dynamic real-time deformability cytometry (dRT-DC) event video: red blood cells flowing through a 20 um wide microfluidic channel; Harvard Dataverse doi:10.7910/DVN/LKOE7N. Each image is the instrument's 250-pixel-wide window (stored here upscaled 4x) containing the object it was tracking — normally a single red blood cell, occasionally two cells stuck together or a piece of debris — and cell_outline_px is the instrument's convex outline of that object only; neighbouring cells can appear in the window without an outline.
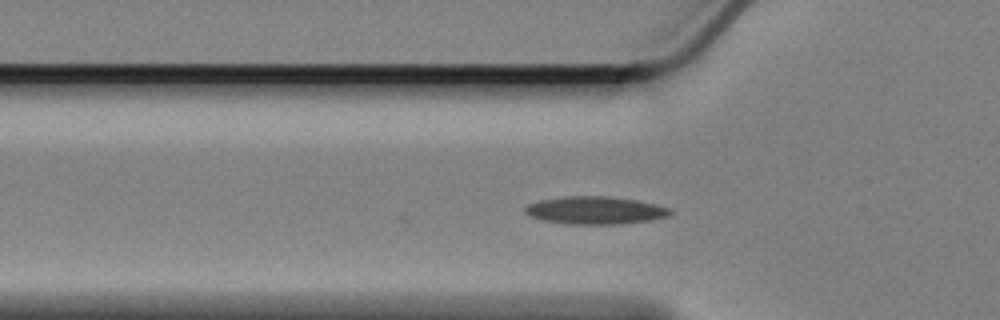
{"species": "Egyptian fruit bat (a non-hibernating species)", "species_latin": "Rousettus aegyptiacus", "temperature_condition": "cold", "stored_images_in_passage": 6, "camera_frame_rate_fps": 3000, "um_per_image_px": 0.085, "animal": {"sex": "female"}, "frame": {"image": 1, "passage_image": 6, "time_ms": 1.667, "image_size_px": [1000, 320], "cell_outline_px": [[672, 212], [668, 216], [652, 220], [620, 224], [568, 224], [544, 220], [528, 216], [524, 212], [524, 208], [528, 204], [540, 200], [564, 196], [608, 196], [636, 200], [656, 204], [672, 208]], "centroid_in_image_um": [50.6, 17.88], "position_along_channel_um": 75.2, "area_um2": 23.58}}